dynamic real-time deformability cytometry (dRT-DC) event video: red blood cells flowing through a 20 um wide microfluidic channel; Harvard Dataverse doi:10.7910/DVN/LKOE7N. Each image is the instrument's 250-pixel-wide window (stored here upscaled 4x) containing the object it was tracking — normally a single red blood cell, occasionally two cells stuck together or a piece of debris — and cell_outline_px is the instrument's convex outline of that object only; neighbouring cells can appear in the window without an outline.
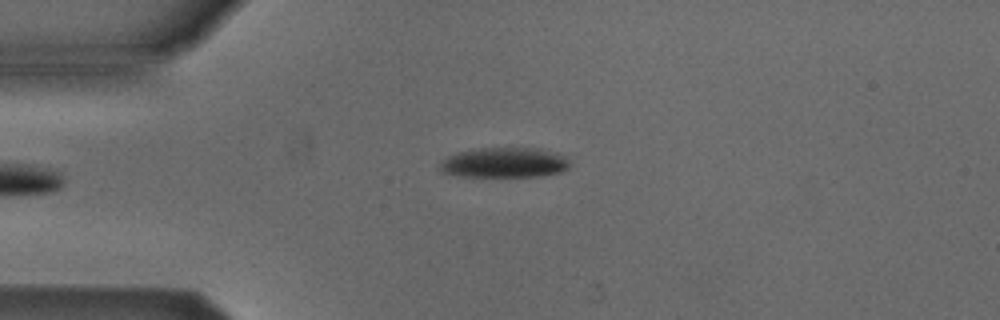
{"species": "Egyptian fruit bat (a non-hibernating species)", "species_latin": "Rousettus aegyptiacus", "temperature_condition": "cold", "stored_images_in_passage": 3, "camera_frame_rate_fps": 3000, "um_per_image_px": 0.085, "animal": {"sex": "male"}, "frame": {"image": 1, "passage_image": 2, "time_ms": 1.0, "image_size_px": [1000, 320], "cell_outline_px": [[572, 164], [564, 172], [540, 176], [460, 176], [440, 172], [440, 164], [448, 156], [460, 152], [480, 148], [540, 148], [556, 152], [568, 156]], "centroid_in_image_um": [42.98, 13.82], "position_along_channel_um": 42.0, "area_um2": 23.0}}